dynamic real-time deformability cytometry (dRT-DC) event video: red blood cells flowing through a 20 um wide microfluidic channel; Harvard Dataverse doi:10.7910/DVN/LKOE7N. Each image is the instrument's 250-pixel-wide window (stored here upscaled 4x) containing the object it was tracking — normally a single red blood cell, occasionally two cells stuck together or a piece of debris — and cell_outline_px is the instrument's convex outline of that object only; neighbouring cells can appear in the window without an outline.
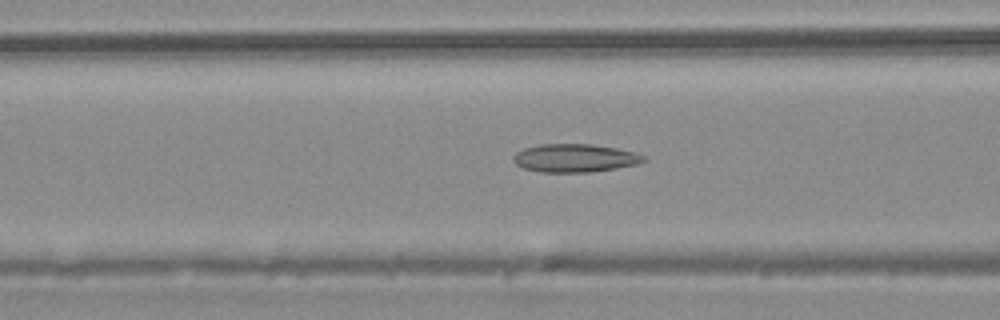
{"species": "common noctule bat (a hibernating species)", "species_latin": "Nyctalus noctula", "temperature_condition": "warm", "stored_images_in_passage": 28, "camera_frame_rate_fps": 3000, "um_per_image_px": 0.085, "animal": {"sex": "male", "body_mass_g": 20.4}, "frame": {"image": 1, "passage_image": 5, "time_ms": 1.333, "image_size_px": [1000, 320], "cell_outline_px": [[648, 160], [636, 164], [616, 168], [588, 172], [540, 172], [524, 168], [516, 164], [512, 160], [512, 156], [516, 152], [524, 148], [540, 144], [592, 144], [616, 148], [636, 152], [648, 156]], "centroid_in_image_um": [48.88, 13.43], "position_along_channel_um": 117.7, "area_um2": 21.56}}
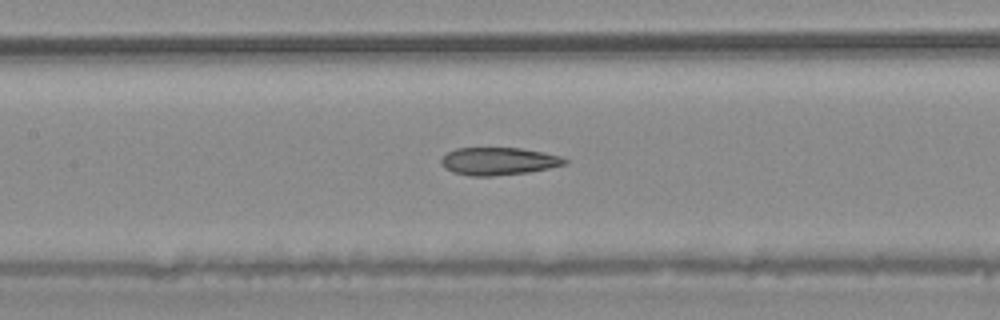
{"frame": {"image": 2, "passage_image": 8, "time_ms": 2.333, "image_size_px": [1000, 320], "cell_outline_px": [[568, 164], [528, 172], [492, 176], [468, 176], [452, 172], [444, 168], [440, 164], [440, 160], [448, 152], [456, 148], [520, 148], [544, 152], [560, 156], [568, 160]], "centroid_in_image_um": [42.36, 13.71], "position_along_channel_um": 165.0, "area_um2": 20.0}}
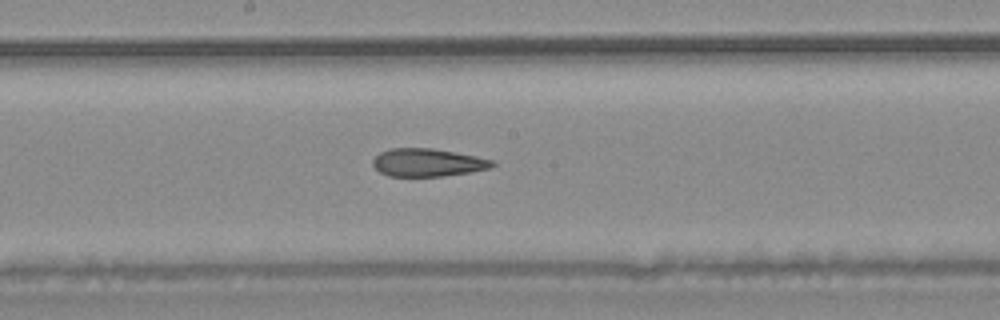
{"frame": {"image": 3, "passage_image": 11, "time_ms": 3.333, "image_size_px": [1000, 320], "cell_outline_px": [[496, 164], [488, 168], [468, 172], [444, 176], [388, 176], [380, 172], [372, 164], [372, 160], [380, 152], [392, 148], [432, 148], [476, 156], [496, 160]], "centroid_in_image_um": [36.35, 13.81], "position_along_channel_um": 211.9, "area_um2": 19.36}}